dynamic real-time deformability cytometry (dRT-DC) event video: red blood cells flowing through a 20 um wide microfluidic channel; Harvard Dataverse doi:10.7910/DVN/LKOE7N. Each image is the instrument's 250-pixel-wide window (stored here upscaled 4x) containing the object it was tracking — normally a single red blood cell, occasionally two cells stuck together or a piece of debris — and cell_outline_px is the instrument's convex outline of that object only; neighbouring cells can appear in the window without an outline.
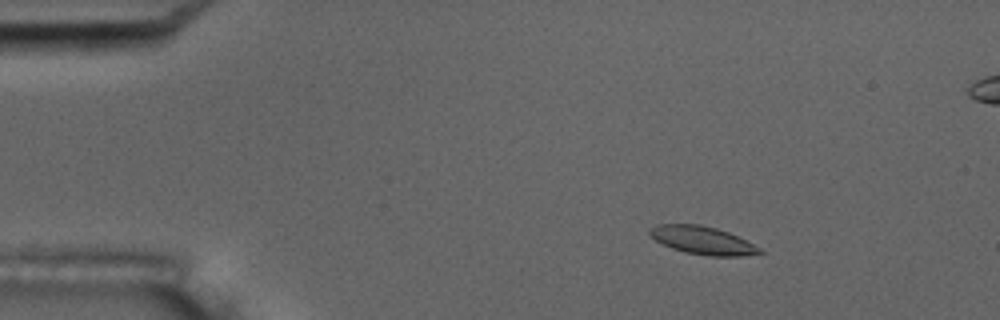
{"species": "common noctule bat (a hibernating species)", "species_latin": "Nyctalus noctula", "temperature_condition": "room temperature", "stored_images_in_passage": 8, "camera_frame_rate_fps": 3000, "um_per_image_px": 0.085, "animal": {"sex": "male", "body_mass_g": 17.5, "forearm_length_mm": 52.3}, "frame": {"image": 1, "passage_image": 2, "time_ms": 2.333, "image_size_px": [1000, 320], "cell_outline_px": [[764, 252], [740, 256], [708, 256], [684, 252], [672, 248], [656, 240], [648, 232], [648, 228], [656, 224], [700, 224], [716, 228], [728, 232], [760, 248]], "centroid_in_image_um": [59.67, 20.42], "position_along_channel_um": 25.3, "area_um2": 17.74}}
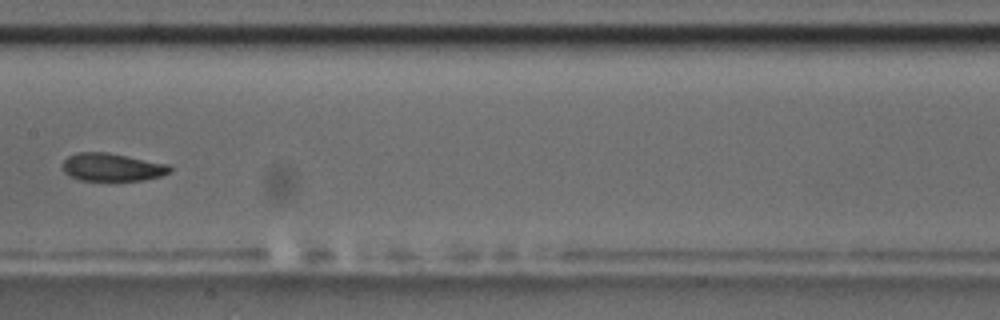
{"frame": {"image": 2, "passage_image": 8, "time_ms": 9.333, "image_size_px": [1000, 320], "cell_outline_px": [[172, 172], [160, 176], [144, 180], [80, 180], [64, 172], [64, 160], [68, 156], [76, 152], [108, 152], [168, 164], [172, 168]], "centroid_in_image_um": [9.56, 14.2], "position_along_channel_um": 197.8, "area_um2": 17.34}}